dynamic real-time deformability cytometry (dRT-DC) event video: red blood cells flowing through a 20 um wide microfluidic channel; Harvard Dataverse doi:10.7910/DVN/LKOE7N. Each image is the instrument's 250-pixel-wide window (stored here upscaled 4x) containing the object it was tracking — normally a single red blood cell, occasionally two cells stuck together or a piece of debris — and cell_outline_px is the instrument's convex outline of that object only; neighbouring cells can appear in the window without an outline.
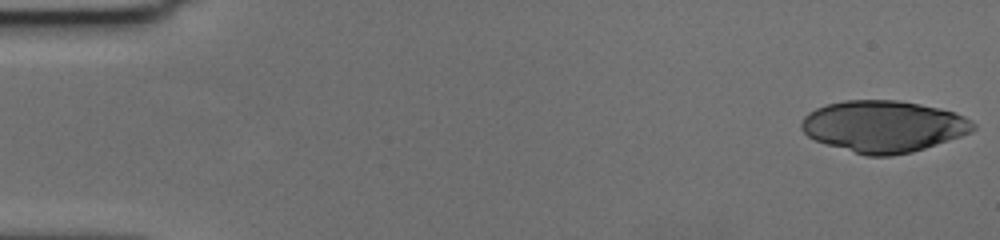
{"species": "human", "species_latin": "Homo sapiens", "temperature_condition": "cold", "stored_images_in_passage": 57, "camera_frame_rate_fps": 3000, "um_per_image_px": 0.085, "donor": {"sex": "female"}, "frame": {"image": 1, "passage_image": 1, "time_ms": 0.0, "image_size_px": [1000, 240], "cell_outline_px": [[976, 128], [972, 132], [912, 152], [892, 156], [864, 156], [816, 140], [808, 136], [800, 128], [800, 124], [804, 116], [808, 112], [824, 104], [844, 100], [896, 100], [920, 104], [940, 108], [956, 112], [972, 120], [976, 124]], "centroid_in_image_um": [75.1, 10.73], "position_along_channel_um": 9.9, "area_um2": 51.85}}
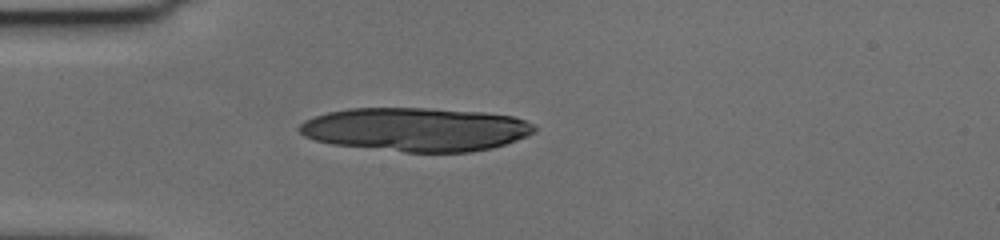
{"frame": {"image": 2, "passage_image": 16, "time_ms": 5.0, "image_size_px": [1000, 240], "cell_outline_px": [[536, 132], [516, 140], [492, 148], [468, 152], [404, 152], [332, 144], [316, 140], [304, 136], [296, 128], [304, 120], [328, 112], [348, 108], [424, 108], [484, 112], [512, 116], [524, 120], [532, 124], [536, 128]], "centroid_in_image_um": [35.33, 11.0], "position_along_channel_um": 49.7, "area_um2": 59.77}}